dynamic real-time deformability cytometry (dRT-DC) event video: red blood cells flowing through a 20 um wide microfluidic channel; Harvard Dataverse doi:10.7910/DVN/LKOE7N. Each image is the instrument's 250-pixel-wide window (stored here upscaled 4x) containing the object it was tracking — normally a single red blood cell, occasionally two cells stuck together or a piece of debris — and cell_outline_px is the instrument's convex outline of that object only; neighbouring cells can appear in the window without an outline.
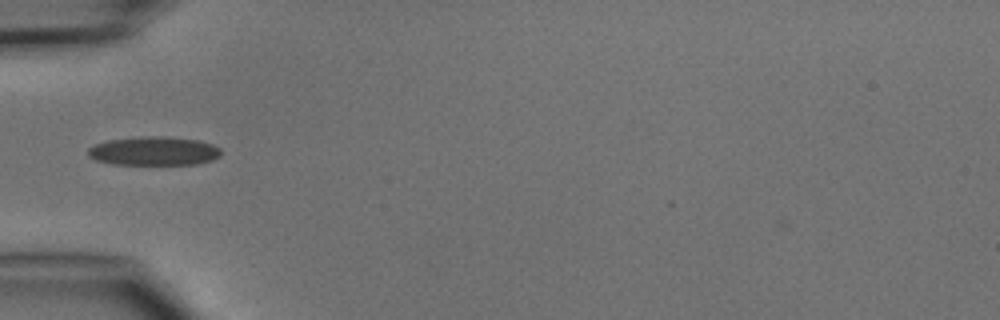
{"species": "common noctule bat (a hibernating species)", "species_latin": "Nyctalus noctula", "temperature_condition": "cold", "stored_images_in_passage": 1, "camera_frame_rate_fps": 3000, "um_per_image_px": 0.085, "animal": {"sex": "male", "body_mass_g": 15.6}, "frame": {"image": 1, "passage_image": 1, "time_ms": 0.0, "image_size_px": [1000, 320], "cell_outline_px": [[220, 156], [212, 160], [196, 164], [112, 164], [96, 160], [88, 156], [88, 148], [96, 144], [108, 140], [148, 136], [160, 136], [200, 140], [212, 144], [220, 148]], "centroid_in_image_um": [13.09, 12.84], "position_along_channel_um": 71.9, "area_um2": 22.2}}